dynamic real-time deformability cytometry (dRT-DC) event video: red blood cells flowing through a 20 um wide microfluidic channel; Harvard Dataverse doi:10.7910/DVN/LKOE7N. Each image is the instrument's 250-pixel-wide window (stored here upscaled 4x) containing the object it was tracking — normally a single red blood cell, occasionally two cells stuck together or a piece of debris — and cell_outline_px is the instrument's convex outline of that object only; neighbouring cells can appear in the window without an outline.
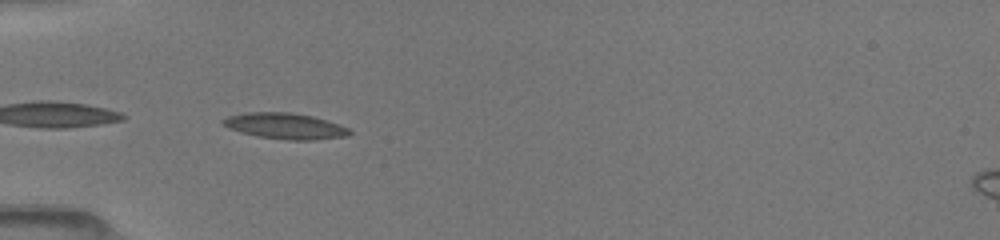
{"species": "common noctule bat (a hibernating species)", "species_latin": "Nyctalus noctula", "temperature_condition": "room temperature", "stored_images_in_passage": 35, "camera_frame_rate_fps": 3000, "um_per_image_px": 0.085, "animal": {"sex": "female", "body_mass_g": 19.5, "forearm_length_mm": 54.1}, "frame": {"image": 1, "passage_image": 1, "time_ms": 0.0, "image_size_px": [1000, 240], "cell_outline_px": [[352, 132], [348, 136], [312, 140], [288, 140], [256, 136], [240, 132], [228, 128], [220, 124], [220, 120], [228, 116], [248, 112], [288, 112], [312, 116], [348, 128]], "centroid_in_image_um": [24.17, 10.71], "position_along_channel_um": 60.8, "area_um2": 19.07}}
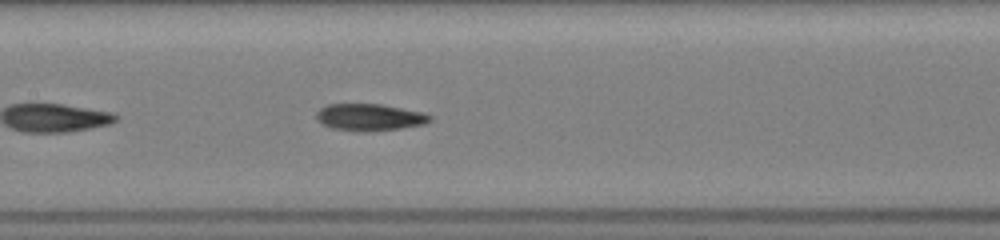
{"frame": {"image": 2, "passage_image": 10, "time_ms": 3.0, "image_size_px": [1000, 240], "cell_outline_px": [[432, 120], [424, 124], [400, 128], [364, 132], [360, 132], [332, 128], [320, 124], [316, 120], [316, 112], [320, 108], [328, 104], [380, 104], [424, 112], [432, 116]], "centroid_in_image_um": [31.39, 9.97], "position_along_channel_um": 176.0, "area_um2": 17.98}}
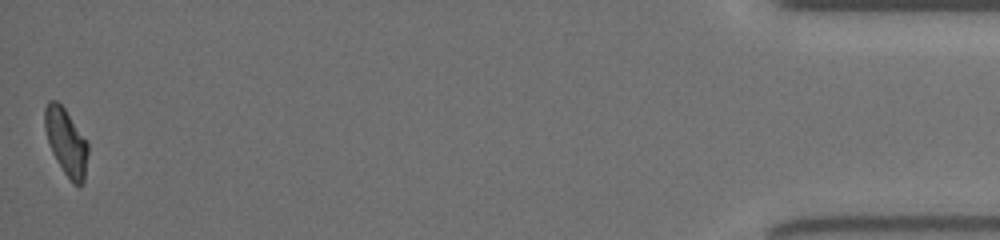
{"frame": {"image": 3, "passage_image": 35, "time_ms": 11.333, "image_size_px": [1000, 240], "cell_outline_px": [[88, 152], [84, 184], [72, 184], [56, 160], [52, 152], [44, 128], [44, 108], [48, 100], [56, 100], [64, 108], [88, 140]], "centroid_in_image_um": [5.63, 12.06], "position_along_channel_um": 429.6, "area_um2": 16.99}, "authors_computed_cell_mechanics": {"area_um2": 17.3978, "velocity_mm_per_s": 4.0593, "shape_relaxation_time_tau1_ms": 6.9392, "shape_relaxation_time_tau2_ms": 3.4862, "deformation_change_tau1": 0.2175, "deformation_change_tau2": 0.101}}